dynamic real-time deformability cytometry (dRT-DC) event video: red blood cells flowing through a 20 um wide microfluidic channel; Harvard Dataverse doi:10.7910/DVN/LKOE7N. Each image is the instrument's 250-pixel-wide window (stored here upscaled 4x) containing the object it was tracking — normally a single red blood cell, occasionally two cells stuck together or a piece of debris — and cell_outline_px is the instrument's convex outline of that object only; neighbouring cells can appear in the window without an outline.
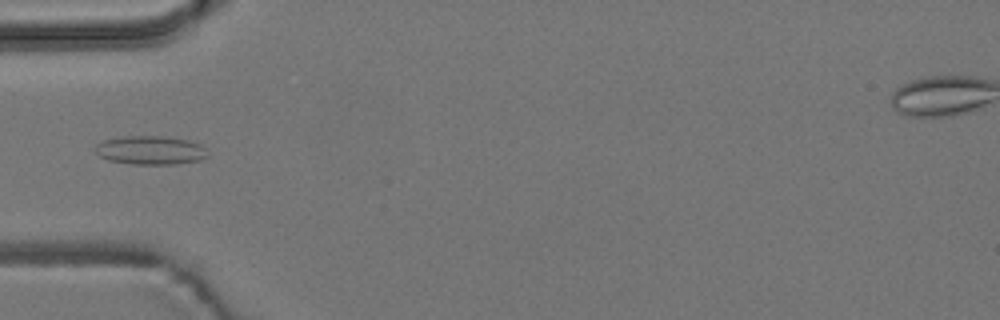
{"species": "common noctule bat (a hibernating species)", "species_latin": "Nyctalus noctula", "temperature_condition": "room temperature", "stored_images_in_passage": 2, "camera_frame_rate_fps": 3000, "um_per_image_px": 0.085, "animal": {"sex": "male", "body_mass_g": 19.2, "forearm_length_mm": 51.8}, "frame": {"image": 1, "passage_image": 1, "time_ms": 0.0, "image_size_px": [1000, 320], "cell_outline_px": [[208, 156], [200, 160], [176, 164], [132, 164], [108, 160], [100, 156], [92, 148], [96, 144], [104, 140], [124, 136], [160, 136], [188, 140], [200, 144], [204, 148]], "centroid_in_image_um": [12.76, 12.77], "position_along_channel_um": 72.2, "area_um2": 18.79}}
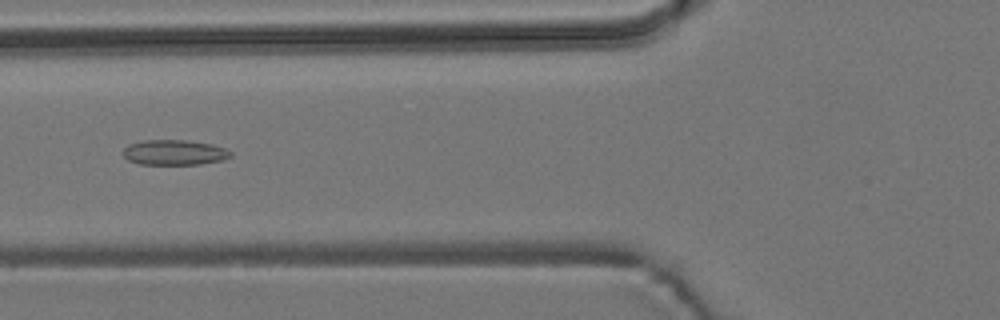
{"frame": {"image": 2, "passage_image": 2, "time_ms": 1.0, "image_size_px": [1000, 320], "cell_outline_px": [[232, 156], [220, 160], [200, 164], [140, 164], [128, 160], [124, 156], [124, 148], [128, 144], [144, 140], [188, 140], [212, 144], [224, 148], [232, 152]], "centroid_in_image_um": [14.81, 12.95], "position_along_channel_um": 111.0, "area_um2": 15.72}}